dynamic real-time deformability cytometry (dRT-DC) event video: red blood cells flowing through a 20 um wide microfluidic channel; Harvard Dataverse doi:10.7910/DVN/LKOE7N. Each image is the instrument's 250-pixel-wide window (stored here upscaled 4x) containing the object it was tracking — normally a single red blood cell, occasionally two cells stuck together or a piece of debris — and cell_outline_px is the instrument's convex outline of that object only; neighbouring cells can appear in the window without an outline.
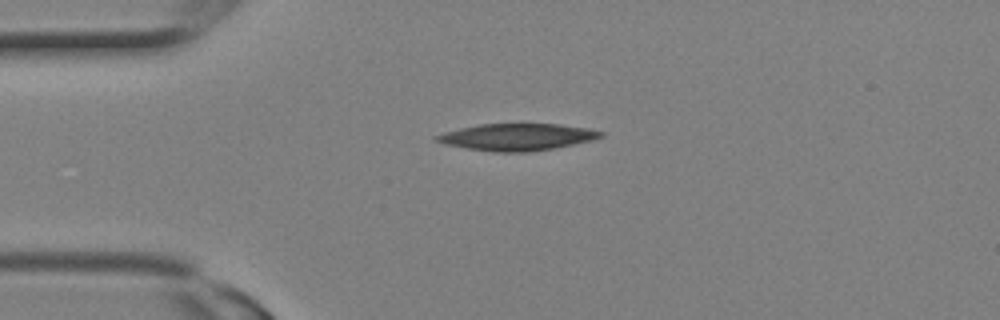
{"species": "Egyptian fruit bat (a non-hibernating species)", "species_latin": "Rousettus aegyptiacus", "temperature_condition": "room temperature", "stored_images_in_passage": 1, "camera_frame_rate_fps": 3000, "um_per_image_px": 0.085, "animal": {"sex": "female"}, "frame": {"image": 1, "passage_image": 1, "time_ms": 0.0, "image_size_px": [1000, 320], "cell_outline_px": [[604, 136], [592, 140], [556, 148], [528, 152], [492, 152], [444, 144], [432, 140], [432, 136], [444, 132], [460, 128], [480, 124], [560, 124], [588, 128], [604, 132]], "centroid_in_image_um": [43.93, 11.65], "position_along_channel_um": 41.1, "area_um2": 25.89}}